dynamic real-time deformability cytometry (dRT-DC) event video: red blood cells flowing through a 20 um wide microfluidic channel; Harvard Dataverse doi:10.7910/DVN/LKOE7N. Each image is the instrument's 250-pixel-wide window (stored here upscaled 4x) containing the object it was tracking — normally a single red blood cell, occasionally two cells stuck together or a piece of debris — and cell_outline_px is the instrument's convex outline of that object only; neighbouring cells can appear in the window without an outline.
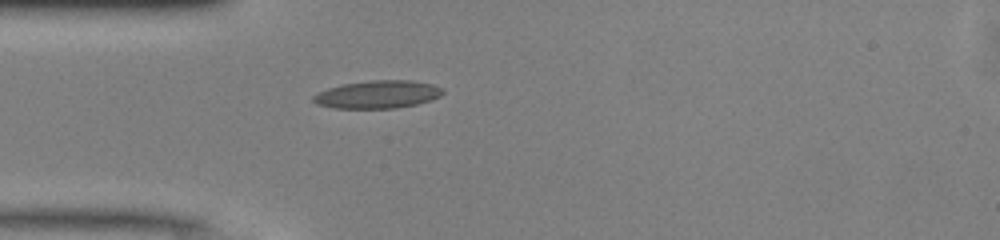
{"species": "common noctule bat (a hibernating species)", "species_latin": "Nyctalus noctula", "temperature_condition": "warm", "stored_images_in_passage": 27, "camera_frame_rate_fps": 3000, "um_per_image_px": 0.085, "animal": {"sex": "male", "body_mass_g": 13.0, "forearm_length_mm": 53.1}, "frame": {"image": 1, "passage_image": 1, "time_ms": 0.0, "image_size_px": [1000, 240], "cell_outline_px": [[444, 92], [440, 96], [432, 100], [416, 104], [396, 108], [332, 108], [316, 104], [312, 100], [312, 96], [328, 88], [344, 84], [372, 80], [412, 80], [432, 84], [444, 88]], "centroid_in_image_um": [32.13, 8.03], "position_along_channel_um": 52.9, "area_um2": 21.04}}
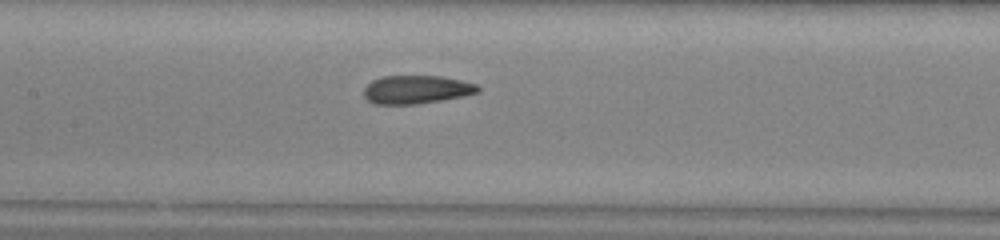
{"frame": {"image": 2, "passage_image": 10, "time_ms": 3.0, "image_size_px": [1000, 240], "cell_outline_px": [[480, 92], [464, 96], [416, 104], [372, 104], [364, 96], [364, 88], [372, 80], [380, 76], [440, 76], [460, 80], [476, 84], [480, 88]], "centroid_in_image_um": [35.38, 7.61], "position_along_channel_um": 172.0, "area_um2": 18.84}}
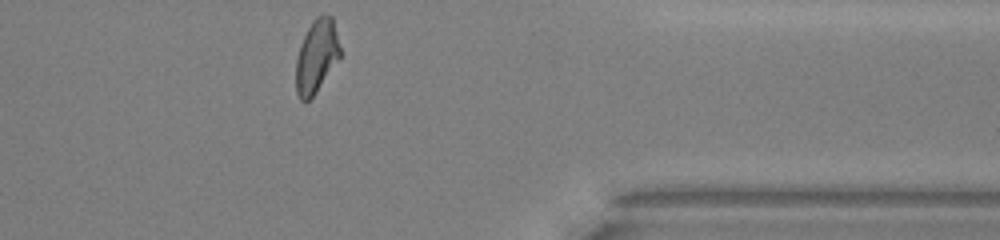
{"frame": {"image": 3, "passage_image": 27, "time_ms": 8.667, "image_size_px": [1000, 240], "cell_outline_px": [[340, 56], [316, 92], [308, 100], [300, 100], [296, 92], [296, 60], [300, 44], [312, 20], [316, 16], [324, 12], [332, 16], [340, 48]], "centroid_in_image_um": [26.89, 4.73], "position_along_channel_um": 384.5, "area_um2": 18.67}, "authors_computed_cell_mechanics": {"area_um2": 19.1318, "velocity_mm_per_s": 4.1183, "shape_relaxation_time_tau1_ms": 7.6275, "shape_relaxation_time_tau2_ms": 2.3243, "deformation_change_tau1": 0.2066, "deformation_change_tau2": 0.0874}}